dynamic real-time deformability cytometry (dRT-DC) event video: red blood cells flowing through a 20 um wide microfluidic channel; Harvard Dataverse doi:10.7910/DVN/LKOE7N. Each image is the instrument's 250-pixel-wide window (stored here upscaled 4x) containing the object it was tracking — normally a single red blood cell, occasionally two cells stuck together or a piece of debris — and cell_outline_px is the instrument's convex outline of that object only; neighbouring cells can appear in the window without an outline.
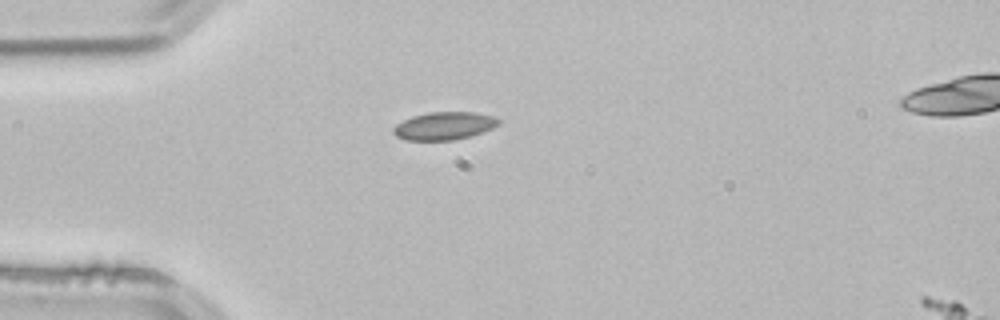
{"species": "common noctule bat (a hibernating species)", "species_latin": "Nyctalus noctula", "temperature_condition": "room temperature", "stored_images_in_passage": 2, "camera_frame_rate_fps": 3000, "um_per_image_px": 0.085, "animal": {"sex": "male", "body_mass_g": 21.5, "forearm_length_mm": 52.0}, "frame": {"image": 1, "passage_image": 1, "time_ms": 0.0, "image_size_px": [1000, 320], "cell_outline_px": [[500, 124], [492, 128], [472, 136], [452, 140], [408, 140], [396, 136], [392, 132], [392, 128], [396, 124], [412, 116], [428, 112], [476, 112], [496, 116], [500, 120]], "centroid_in_image_um": [37.78, 10.69], "position_along_channel_um": 47.2, "area_um2": 17.22}}